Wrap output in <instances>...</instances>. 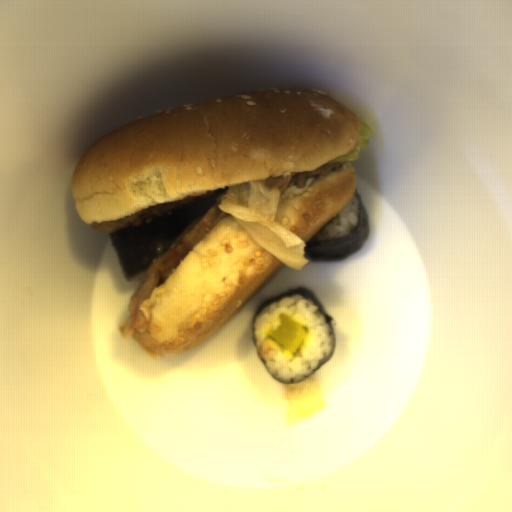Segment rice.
Returning <instances> with one entry per match:
<instances>
[{"mask_svg":"<svg viewBox=\"0 0 512 512\" xmlns=\"http://www.w3.org/2000/svg\"><path fill=\"white\" fill-rule=\"evenodd\" d=\"M282 314L305 328L301 346L293 354L269 339ZM256 355L280 383L298 384L329 363L335 353L336 338L321 309L304 295L284 296L261 310L252 323Z\"/></svg>","mask_w":512,"mask_h":512,"instance_id":"obj_1","label":"rice"},{"mask_svg":"<svg viewBox=\"0 0 512 512\" xmlns=\"http://www.w3.org/2000/svg\"><path fill=\"white\" fill-rule=\"evenodd\" d=\"M359 200L357 196H351L350 200L340 212L326 222L308 240H328L347 236L358 223Z\"/></svg>","mask_w":512,"mask_h":512,"instance_id":"obj_2","label":"rice"},{"mask_svg":"<svg viewBox=\"0 0 512 512\" xmlns=\"http://www.w3.org/2000/svg\"><path fill=\"white\" fill-rule=\"evenodd\" d=\"M146 273H147V271H146V272H143V273H141V274L135 275V276H133V277L127 278V279H128V280H130V281H131V280H137V279L141 278L142 276L146 275Z\"/></svg>","mask_w":512,"mask_h":512,"instance_id":"obj_3","label":"rice"}]
</instances>
